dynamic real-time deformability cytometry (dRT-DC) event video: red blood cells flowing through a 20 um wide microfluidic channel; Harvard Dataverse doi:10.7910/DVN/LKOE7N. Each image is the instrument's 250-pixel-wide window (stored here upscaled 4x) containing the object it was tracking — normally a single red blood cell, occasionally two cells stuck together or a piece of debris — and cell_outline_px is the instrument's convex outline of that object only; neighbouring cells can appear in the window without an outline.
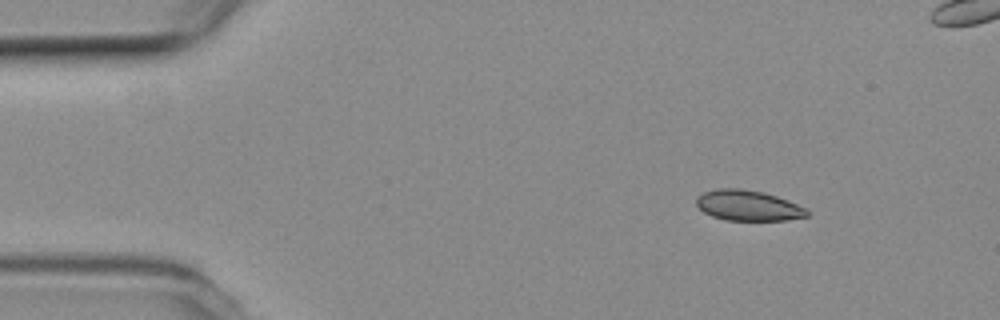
{"species": "common noctule bat (a hibernating species)", "species_latin": "Nyctalus noctula", "temperature_condition": "room temperature", "stored_images_in_passage": 49, "camera_frame_rate_fps": 3000, "um_per_image_px": 0.085, "animal": {"sex": "female", "body_mass_g": 19.3, "forearm_length_mm": 54.1}, "frame": {"image": 1, "passage_image": 1, "time_ms": 0.0, "image_size_px": [1000, 320], "cell_outline_px": [[808, 216], [788, 220], [724, 220], [712, 216], [704, 212], [696, 204], [696, 196], [704, 192], [716, 188], [740, 188], [764, 192], [776, 196], [808, 208]], "centroid_in_image_um": [63.58, 17.46], "position_along_channel_um": 21.4, "area_um2": 19.77}}
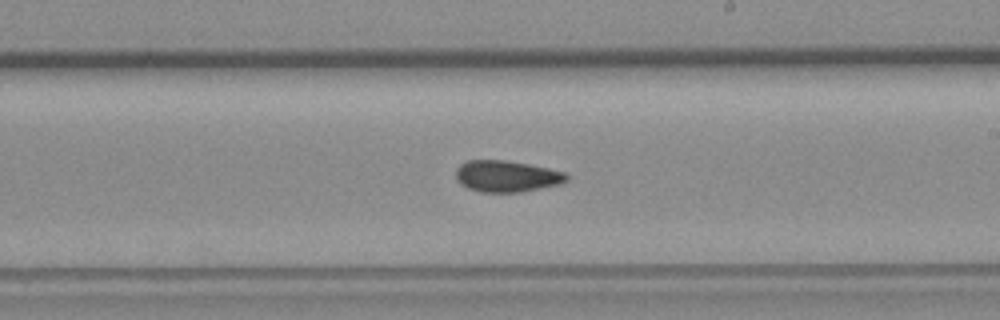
{"frame": {"image": 2, "passage_image": 25, "time_ms": 8.0, "image_size_px": [1000, 320], "cell_outline_px": [[568, 180], [560, 184], [520, 192], [480, 192], [468, 188], [460, 184], [456, 180], [456, 168], [460, 164], [468, 160], [504, 160], [528, 164], [548, 168], [564, 172], [568, 176]], "centroid_in_image_um": [43.04, 14.98], "position_along_channel_um": 246.0, "area_um2": 20.29}}
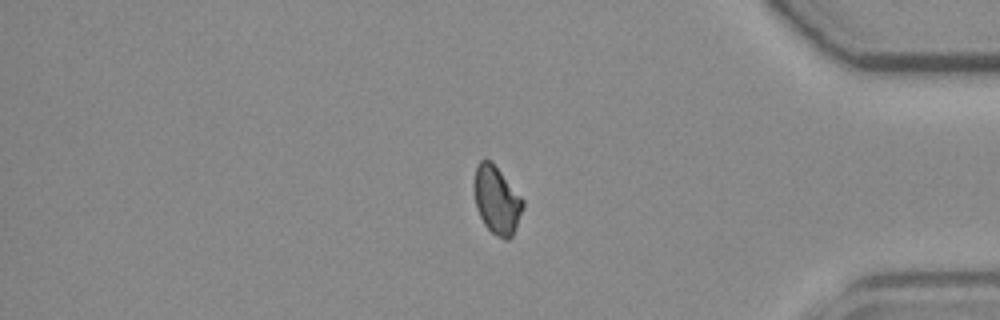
{"frame": {"image": 3, "passage_image": 39, "time_ms": 12.667, "image_size_px": [1000, 320], "cell_outline_px": [[524, 208], [512, 236], [508, 240], [504, 240], [496, 236], [484, 224], [476, 208], [472, 188], [472, 184], [476, 164], [480, 160], [492, 160], [524, 200]], "centroid_in_image_um": [42.2, 16.98], "position_along_channel_um": 393.0, "area_um2": 19.77}, "authors_computed_cell_mechanics": {"area_um2": 20.23, "velocity_mm_per_s": 3.7985, "shape_relaxation_time_tau1_ms": null, "shape_relaxation_time_tau2_ms": 5.8986, "deformation_change_tau1": null, "deformation_change_tau2": 0.0756}}